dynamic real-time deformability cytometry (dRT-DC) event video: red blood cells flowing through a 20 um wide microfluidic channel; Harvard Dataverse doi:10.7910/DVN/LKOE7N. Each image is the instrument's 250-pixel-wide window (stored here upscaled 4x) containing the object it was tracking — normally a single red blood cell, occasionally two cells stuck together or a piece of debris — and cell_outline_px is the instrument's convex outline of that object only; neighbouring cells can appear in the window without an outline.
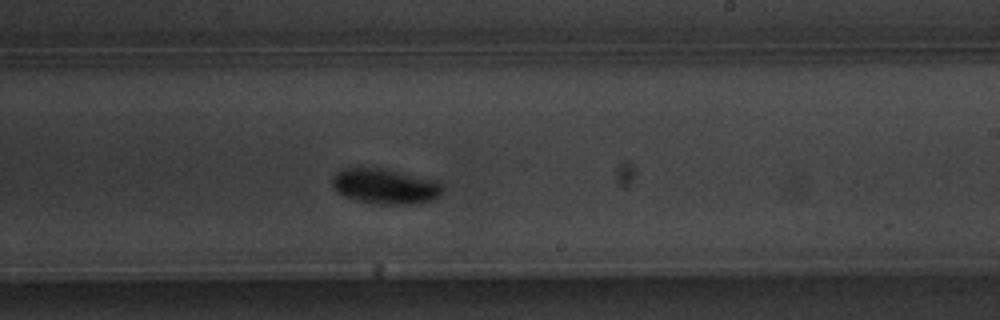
{"species": "common noctule bat (a hibernating species)", "species_latin": "Nyctalus noctula", "temperature_condition": "warm", "stored_images_in_passage": 47, "camera_frame_rate_fps": 3000, "um_per_image_px": 0.085, "animal": {"sex": "male", "body_mass_g": 20.1, "forearm_length_mm": 53.5}, "frame": {"image": 1, "passage_image": 24, "time_ms": 7.667, "image_size_px": [1000, 320], "cell_outline_px": [[444, 188], [440, 196], [432, 200], [420, 204], [380, 204], [356, 200], [344, 196], [336, 192], [332, 188], [332, 176], [340, 168], [384, 168], [436, 180], [444, 184]], "centroid_in_image_um": [32.75, 15.83], "position_along_channel_um": 256.3, "area_um2": 23.12}}
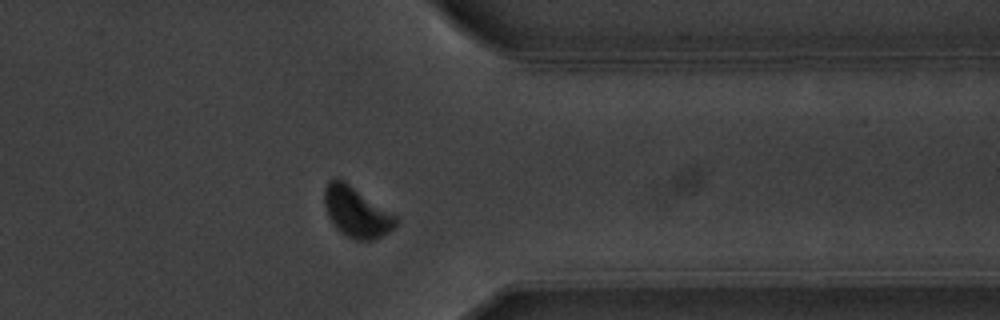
{"frame": {"image": 2, "passage_image": 35, "time_ms": 11.333, "image_size_px": [1000, 320], "cell_outline_px": [[400, 220], [388, 232], [372, 240], [356, 240], [340, 232], [336, 228], [328, 216], [324, 204], [324, 188], [328, 180], [336, 176], [340, 176], [396, 216]], "centroid_in_image_um": [30.26, 17.97], "position_along_channel_um": 381.1, "area_um2": 21.15}}
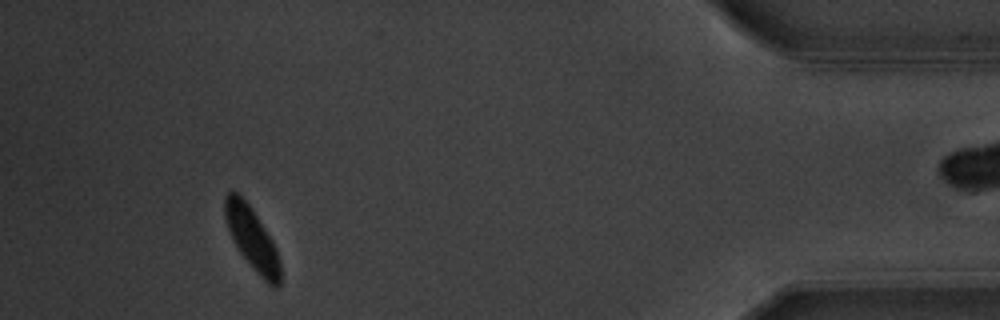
{"frame": {"image": 3, "passage_image": 42, "time_ms": 13.667, "image_size_px": [1000, 320], "cell_outline_px": [[280, 284], [276, 288], [272, 288], [256, 272], [236, 248], [228, 232], [224, 216], [224, 196], [228, 192], [236, 192], [248, 204], [272, 240], [276, 248], [280, 264]], "centroid_in_image_um": [21.4, 20.31], "position_along_channel_um": 413.8, "area_um2": 20.06}, "authors_computed_cell_mechanics": {"area_um2": 21.2704, "velocity_mm_per_s": 3.5305, "shape_relaxation_time_tau1_ms": 1.7929, "shape_relaxation_time_tau2_ms": null, "deformation_change_tau1": 0.1075, "deformation_change_tau2": null}}